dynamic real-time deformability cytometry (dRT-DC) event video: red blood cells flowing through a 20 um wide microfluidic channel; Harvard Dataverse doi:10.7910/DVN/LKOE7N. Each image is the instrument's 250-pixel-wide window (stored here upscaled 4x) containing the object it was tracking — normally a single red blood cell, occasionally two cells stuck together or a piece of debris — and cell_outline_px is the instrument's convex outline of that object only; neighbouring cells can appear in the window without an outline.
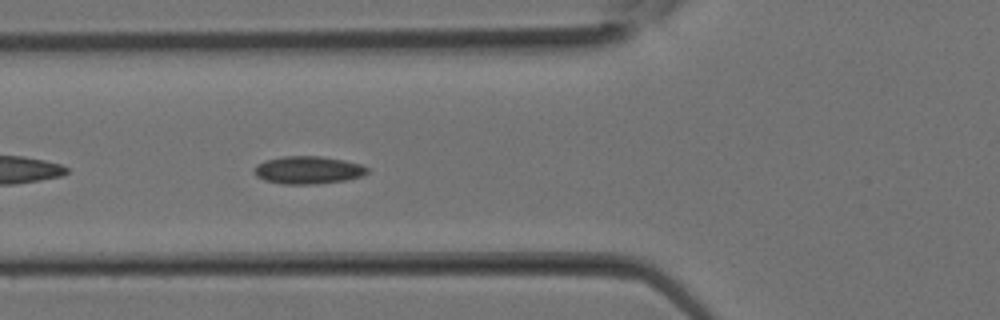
{"species": "Egyptian fruit bat (a non-hibernating species)", "species_latin": "Rousettus aegyptiacus", "temperature_condition": "room temperature", "stored_images_in_passage": 3, "camera_frame_rate_fps": 3000, "um_per_image_px": 0.085, "animal": {"sex": "female"}, "frame": {"image": 1, "passage_image": 3, "time_ms": 0.667, "image_size_px": [1000, 320], "cell_outline_px": [[368, 172], [360, 176], [348, 180], [316, 184], [280, 184], [264, 180], [256, 176], [256, 164], [264, 160], [284, 156], [320, 156], [344, 160], [360, 164], [368, 168]], "centroid_in_image_um": [26.18, 14.46], "position_along_channel_um": 99.6, "area_um2": 18.26}}